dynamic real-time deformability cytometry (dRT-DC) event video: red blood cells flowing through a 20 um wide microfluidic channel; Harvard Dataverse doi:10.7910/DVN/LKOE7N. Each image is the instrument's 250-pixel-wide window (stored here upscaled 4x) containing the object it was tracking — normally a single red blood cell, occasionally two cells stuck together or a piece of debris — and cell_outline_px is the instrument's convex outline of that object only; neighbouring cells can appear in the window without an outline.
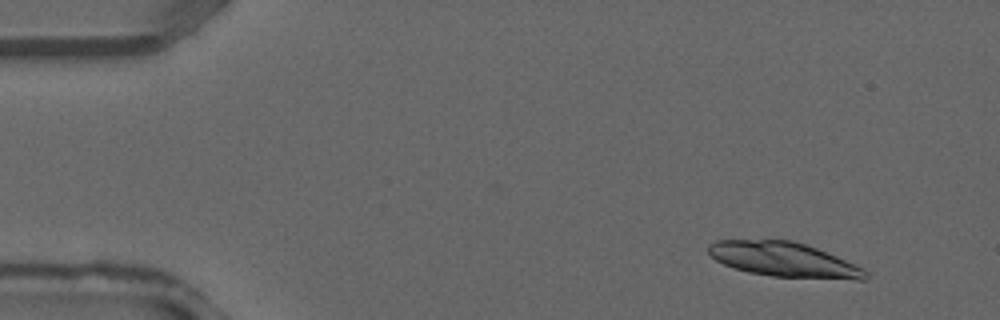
{"species": "common noctule bat (a hibernating species)", "species_latin": "Nyctalus noctula", "temperature_condition": "warm", "stored_images_in_passage": 37, "camera_frame_rate_fps": 3000, "um_per_image_px": 0.085, "animal": {"sex": "male", "forearm_length_mm": 52.5}, "frame": {"image": 1, "passage_image": 3, "time_ms": 0.667, "image_size_px": [1000, 320], "cell_outline_px": [[868, 276], [864, 280], [856, 280], [772, 276], [748, 272], [732, 268], [716, 260], [708, 252], [708, 244], [716, 240], [792, 240], [816, 248], [836, 256], [864, 268], [868, 272]], "centroid_in_image_um": [66.63, 22.07], "position_along_channel_um": 18.4, "area_um2": 31.67}}
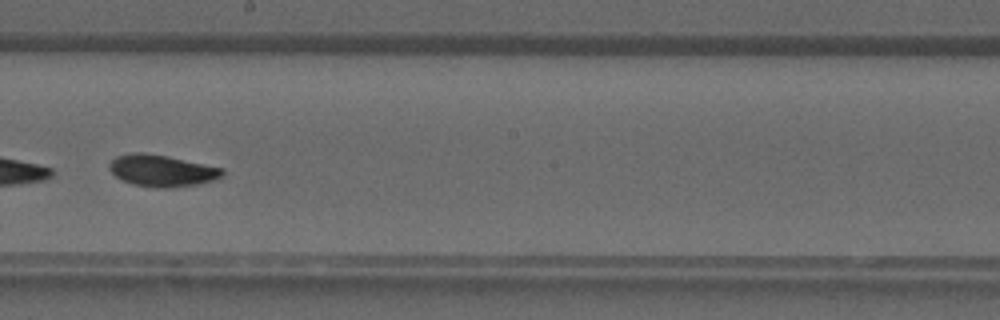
{"frame": {"image": 2, "passage_image": 21, "time_ms": 6.667, "image_size_px": [1000, 320], "cell_outline_px": [[224, 176], [212, 180], [196, 184], [172, 188], [156, 188], [132, 184], [116, 176], [108, 168], [108, 164], [116, 156], [132, 152], [144, 152], [168, 156], [224, 168]], "centroid_in_image_um": [13.76, 14.5], "position_along_channel_um": 234.4, "area_um2": 20.98}}